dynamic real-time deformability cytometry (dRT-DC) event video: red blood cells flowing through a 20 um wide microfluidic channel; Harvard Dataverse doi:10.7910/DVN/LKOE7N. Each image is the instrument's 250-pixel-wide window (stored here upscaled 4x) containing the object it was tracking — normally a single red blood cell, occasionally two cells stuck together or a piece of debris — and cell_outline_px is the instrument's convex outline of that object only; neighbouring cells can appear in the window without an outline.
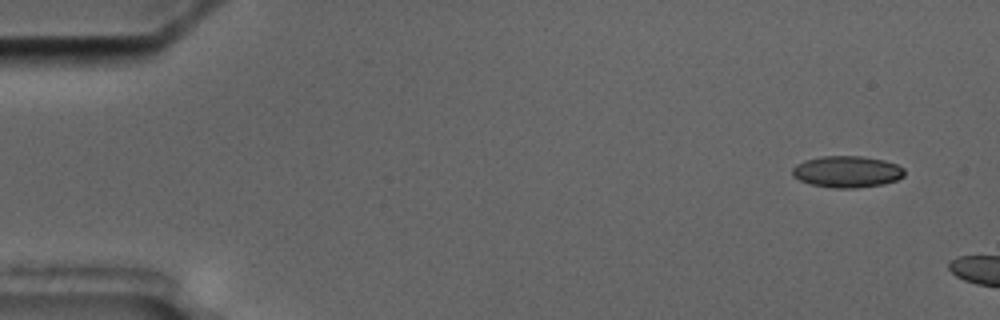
{"species": "common noctule bat (a hibernating species)", "species_latin": "Nyctalus noctula", "temperature_condition": "cold", "stored_images_in_passage": 3, "camera_frame_rate_fps": 3000, "um_per_image_px": 0.085, "animal": {"sex": "male", "body_mass_g": 17.5, "forearm_length_mm": 52.3}, "frame": {"image": 1, "passage_image": 1, "time_ms": 0.0, "image_size_px": [1000, 320], "cell_outline_px": [[904, 176], [896, 180], [884, 184], [856, 188], [832, 188], [812, 184], [800, 180], [792, 176], [792, 168], [796, 164], [804, 160], [820, 156], [860, 156], [884, 160], [896, 164], [904, 168]], "centroid_in_image_um": [71.99, 14.59], "position_along_channel_um": 13.0, "area_um2": 20.69}}